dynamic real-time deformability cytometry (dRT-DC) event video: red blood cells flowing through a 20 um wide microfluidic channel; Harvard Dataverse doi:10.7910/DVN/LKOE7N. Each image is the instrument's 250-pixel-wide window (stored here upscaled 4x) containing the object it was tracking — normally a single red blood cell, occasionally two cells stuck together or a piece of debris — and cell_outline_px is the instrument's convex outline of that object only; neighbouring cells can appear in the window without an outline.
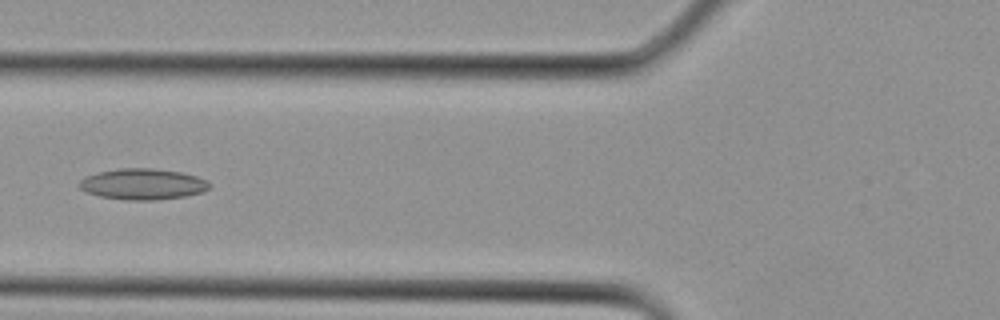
{"species": "Egyptian fruit bat (a non-hibernating species)", "species_latin": "Rousettus aegyptiacus", "temperature_condition": "cold", "stored_images_in_passage": 3, "camera_frame_rate_fps": 3000, "um_per_image_px": 0.085, "animal": {"sex": "female"}, "frame": {"image": 1, "passage_image": 3, "time_ms": 0.667, "image_size_px": [1000, 320], "cell_outline_px": [[212, 188], [200, 192], [184, 196], [156, 200], [128, 200], [100, 196], [88, 192], [80, 188], [76, 184], [84, 176], [100, 172], [120, 168], [152, 168], [180, 172], [196, 176], [212, 184]], "centroid_in_image_um": [12.12, 15.65], "position_along_channel_um": 113.7, "area_um2": 23.41}}